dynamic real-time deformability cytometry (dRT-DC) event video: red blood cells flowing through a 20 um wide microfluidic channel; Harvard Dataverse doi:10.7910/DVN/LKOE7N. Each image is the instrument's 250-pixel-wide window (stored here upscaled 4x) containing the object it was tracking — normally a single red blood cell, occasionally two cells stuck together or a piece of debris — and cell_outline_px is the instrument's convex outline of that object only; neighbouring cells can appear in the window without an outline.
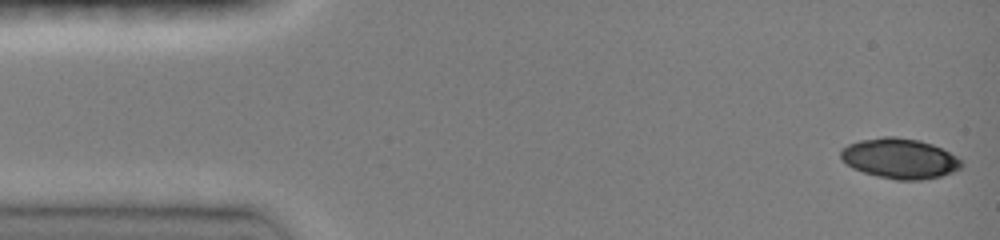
{"species": "common noctule bat (a hibernating species)", "species_latin": "Nyctalus noctula", "temperature_condition": "room temperature", "stored_images_in_passage": 46, "camera_frame_rate_fps": 3000, "um_per_image_px": 0.085, "animal": {"sex": "female", "body_mass_g": 19.0, "forearm_length_mm": 51.5}, "frame": {"image": 1, "passage_image": 1, "time_ms": 0.0, "image_size_px": [1000, 240], "cell_outline_px": [[964, 164], [960, 168], [952, 172], [940, 176], [920, 180], [896, 180], [876, 176], [852, 168], [840, 156], [840, 152], [848, 144], [860, 140], [884, 136], [896, 136], [920, 140], [932, 144], [964, 160]], "centroid_in_image_um": [76.5, 13.47], "position_along_channel_um": 8.5, "area_um2": 28.26}}
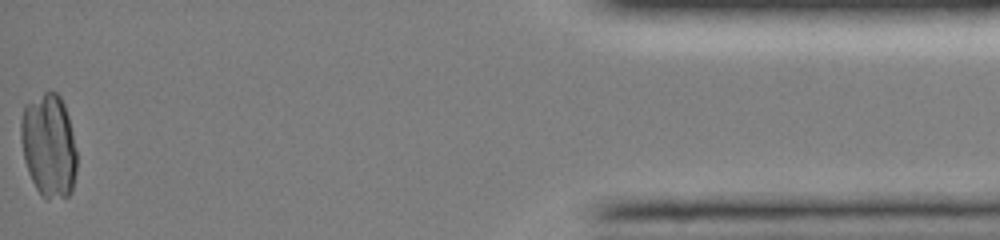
{"frame": {"image": 2, "passage_image": 46, "time_ms": 15.0, "image_size_px": [1000, 240], "cell_outline_px": [[76, 172], [72, 192], [68, 196], [48, 200], [36, 188], [28, 172], [24, 160], [20, 140], [20, 120], [24, 104], [48, 88], [56, 92], [60, 96], [64, 104], [68, 116], [72, 132], [76, 152]], "centroid_in_image_um": [4.13, 12.33], "position_along_channel_um": 431.1, "area_um2": 34.28}}